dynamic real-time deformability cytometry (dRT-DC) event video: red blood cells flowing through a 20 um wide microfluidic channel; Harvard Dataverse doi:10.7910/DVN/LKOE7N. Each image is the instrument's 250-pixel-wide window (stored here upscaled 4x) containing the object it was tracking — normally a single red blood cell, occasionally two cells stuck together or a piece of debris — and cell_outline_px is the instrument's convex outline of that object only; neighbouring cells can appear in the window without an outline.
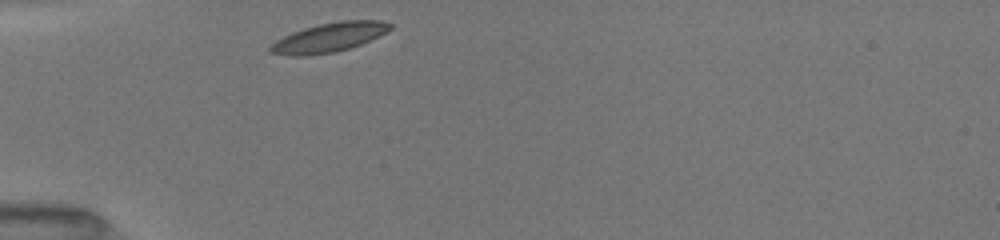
{"species": "common noctule bat (a hibernating species)", "species_latin": "Nyctalus noctula", "temperature_condition": "room temperature", "stored_images_in_passage": 29, "camera_frame_rate_fps": 3000, "um_per_image_px": 0.085, "animal": {"sex": "female", "body_mass_g": 19.5, "forearm_length_mm": 54.1}, "frame": {"image": 1, "passage_image": 1, "time_ms": 0.0, "image_size_px": [1000, 240], "cell_outline_px": [[392, 28], [360, 44], [348, 48], [332, 52], [308, 56], [292, 56], [268, 52], [268, 48], [276, 40], [292, 32], [304, 28], [320, 24], [340, 20], [380, 20], [392, 24]], "centroid_in_image_um": [27.92, 3.18], "position_along_channel_um": 57.1, "area_um2": 20.11}}
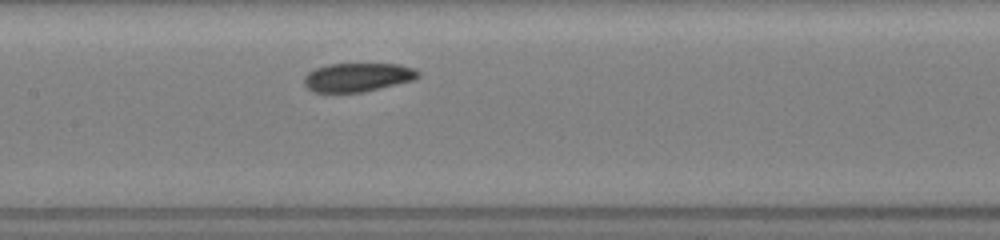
{"frame": {"image": 2, "passage_image": 11, "time_ms": 3.333, "image_size_px": [1000, 240], "cell_outline_px": [[420, 76], [412, 80], [360, 92], [316, 92], [308, 88], [304, 84], [304, 76], [308, 72], [316, 68], [328, 64], [396, 64], [412, 68], [420, 72]], "centroid_in_image_um": [30.36, 6.56], "position_along_channel_um": 177.0, "area_um2": 18.73}}
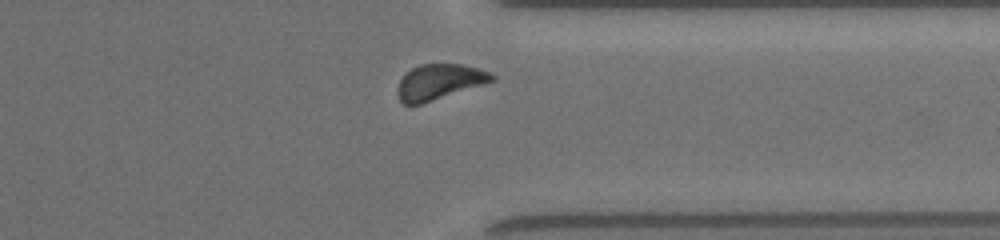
{"frame": {"image": 3, "passage_image": 26, "time_ms": 8.333, "image_size_px": [1000, 240], "cell_outline_px": [[496, 80], [484, 84], [420, 104], [404, 104], [400, 100], [400, 80], [412, 68], [420, 64], [460, 64], [476, 68], [488, 72], [496, 76]], "centroid_in_image_um": [37.39, 6.94], "position_along_channel_um": 374.0, "area_um2": 18.84}, "authors_computed_cell_mechanics": {"area_um2": 19.7676, "velocity_mm_per_s": 3.9569, "shape_relaxation_time_tau1_ms": 2.6883, "shape_relaxation_time_tau2_ms": 3.1891, "deformation_change_tau1": 0.0786, "deformation_change_tau2": 0.0791}}